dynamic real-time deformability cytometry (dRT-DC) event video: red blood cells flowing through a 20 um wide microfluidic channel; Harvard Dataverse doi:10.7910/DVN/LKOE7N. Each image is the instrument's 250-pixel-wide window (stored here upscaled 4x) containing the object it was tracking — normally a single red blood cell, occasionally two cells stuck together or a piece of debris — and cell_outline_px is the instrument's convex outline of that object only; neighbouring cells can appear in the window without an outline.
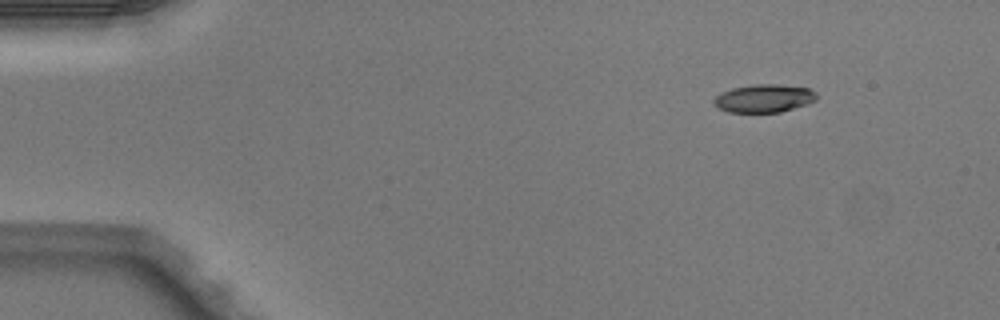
{"species": "Egyptian fruit bat (a non-hibernating species)", "species_latin": "Rousettus aegyptiacus", "temperature_condition": "warm", "stored_images_in_passage": 4, "camera_frame_rate_fps": 3000, "um_per_image_px": 0.085, "animal": {"sex": "male"}, "frame": {"image": 1, "passage_image": 1, "time_ms": 0.0, "image_size_px": [1000, 320], "cell_outline_px": [[816, 100], [808, 104], [780, 112], [728, 112], [716, 108], [712, 104], [712, 100], [716, 96], [732, 88], [756, 84], [780, 84], [808, 88], [816, 92]], "centroid_in_image_um": [64.92, 8.36], "position_along_channel_um": 20.1, "area_um2": 16.88}}
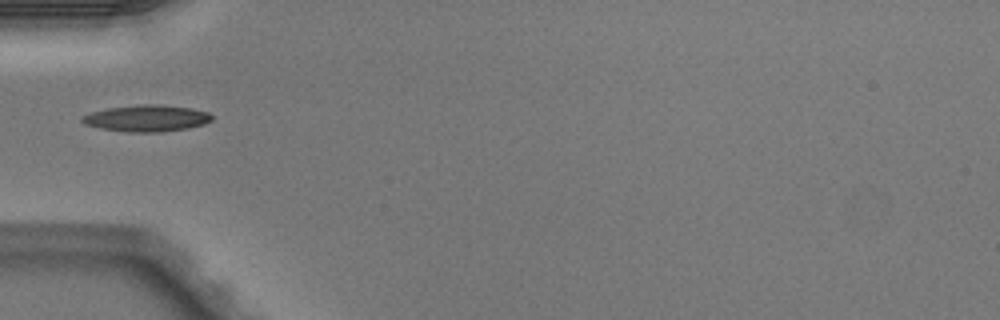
{"frame": {"image": 2, "passage_image": 4, "time_ms": 1.0, "image_size_px": [1000, 320], "cell_outline_px": [[212, 120], [204, 124], [188, 128], [160, 132], [128, 132], [100, 128], [84, 124], [80, 120], [84, 116], [92, 112], [108, 108], [144, 104], [160, 104], [188, 108], [208, 112], [212, 116]], "centroid_in_image_um": [12.47, 10.06], "position_along_channel_um": 72.5, "area_um2": 19.88}}